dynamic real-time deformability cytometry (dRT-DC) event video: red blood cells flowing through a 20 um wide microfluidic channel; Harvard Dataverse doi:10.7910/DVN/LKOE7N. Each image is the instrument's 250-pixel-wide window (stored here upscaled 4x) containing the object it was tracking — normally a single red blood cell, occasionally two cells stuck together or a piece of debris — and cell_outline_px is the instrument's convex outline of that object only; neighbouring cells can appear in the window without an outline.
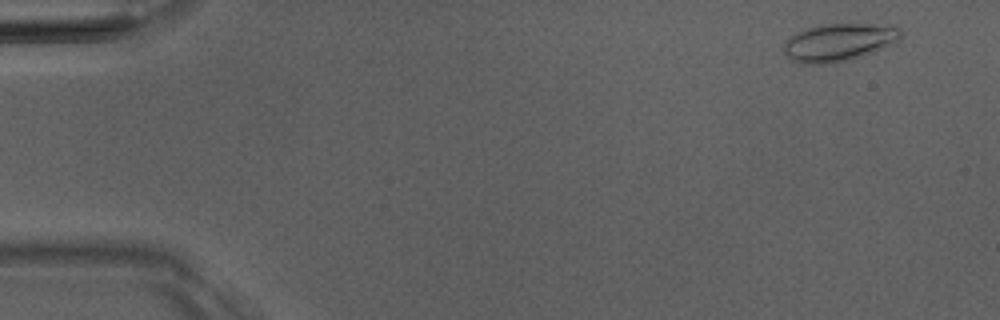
{"species": "Egyptian fruit bat (a non-hibernating species)", "species_latin": "Rousettus aegyptiacus", "temperature_condition": "room temperature", "stored_images_in_passage": 4, "camera_frame_rate_fps": 3000, "um_per_image_px": 0.085, "animal": {"sex": "male"}, "frame": {"image": 1, "passage_image": 2, "time_ms": 1.0, "image_size_px": [1000, 320], "cell_outline_px": [[900, 36], [896, 40], [872, 52], [848, 60], [824, 64], [804, 64], [792, 60], [784, 52], [784, 44], [796, 32], [808, 28], [824, 24], [872, 24], [900, 28]], "centroid_in_image_um": [71.23, 3.6], "position_along_channel_um": 13.8, "area_um2": 24.91}}